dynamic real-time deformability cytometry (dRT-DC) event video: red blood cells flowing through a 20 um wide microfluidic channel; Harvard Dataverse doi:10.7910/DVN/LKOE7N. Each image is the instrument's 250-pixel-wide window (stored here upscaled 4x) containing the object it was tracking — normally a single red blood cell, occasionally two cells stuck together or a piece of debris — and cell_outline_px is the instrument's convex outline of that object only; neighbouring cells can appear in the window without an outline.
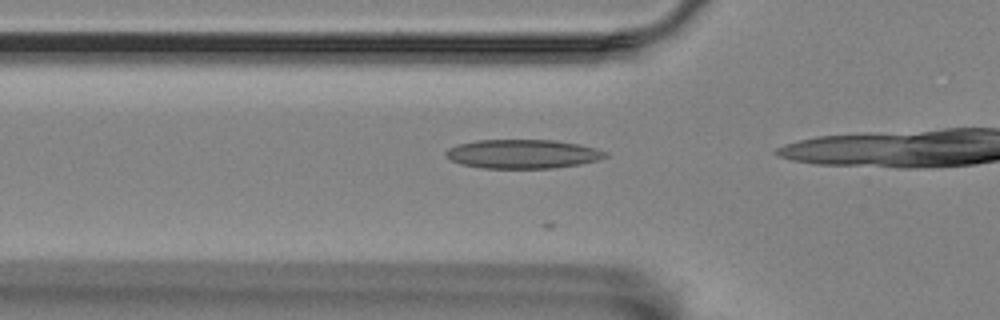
{"species": "Egyptian fruit bat (a non-hibernating species)", "species_latin": "Rousettus aegyptiacus", "temperature_condition": "room temperature", "stored_images_in_passage": 18, "camera_frame_rate_fps": 3000, "um_per_image_px": 0.085, "animal": {"sex": "female"}, "frame": {"image": 1, "passage_image": 14, "time_ms": 4.333, "image_size_px": [1000, 320], "cell_outline_px": [[608, 156], [596, 160], [580, 164], [552, 168], [480, 168], [460, 164], [452, 160], [444, 152], [448, 148], [456, 144], [476, 140], [556, 140], [580, 144], [596, 148], [608, 152]], "centroid_in_image_um": [44.43, 13.08], "position_along_channel_um": 81.4, "area_um2": 27.05}}
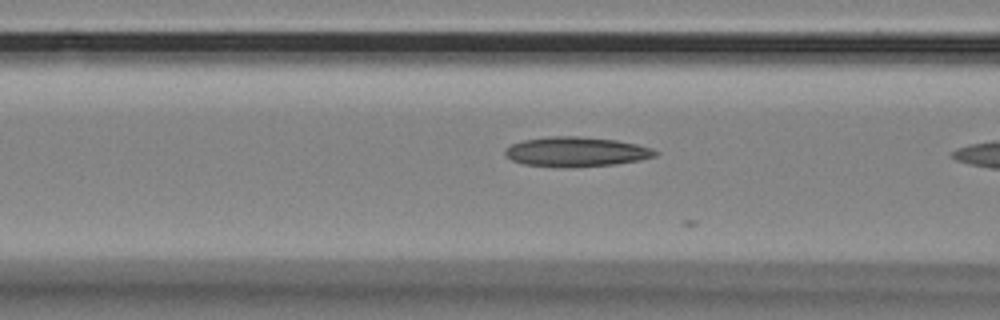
{"frame": {"image": 2, "passage_image": 17, "time_ms": 5.333, "image_size_px": [1000, 320], "cell_outline_px": [[660, 152], [656, 156], [640, 160], [616, 164], [568, 168], [524, 164], [512, 160], [504, 152], [504, 148], [512, 144], [524, 140], [548, 136], [580, 136], [616, 140], [636, 144], [652, 148]], "centroid_in_image_um": [49.0, 12.9], "position_along_channel_um": 117.6, "area_um2": 26.13}}